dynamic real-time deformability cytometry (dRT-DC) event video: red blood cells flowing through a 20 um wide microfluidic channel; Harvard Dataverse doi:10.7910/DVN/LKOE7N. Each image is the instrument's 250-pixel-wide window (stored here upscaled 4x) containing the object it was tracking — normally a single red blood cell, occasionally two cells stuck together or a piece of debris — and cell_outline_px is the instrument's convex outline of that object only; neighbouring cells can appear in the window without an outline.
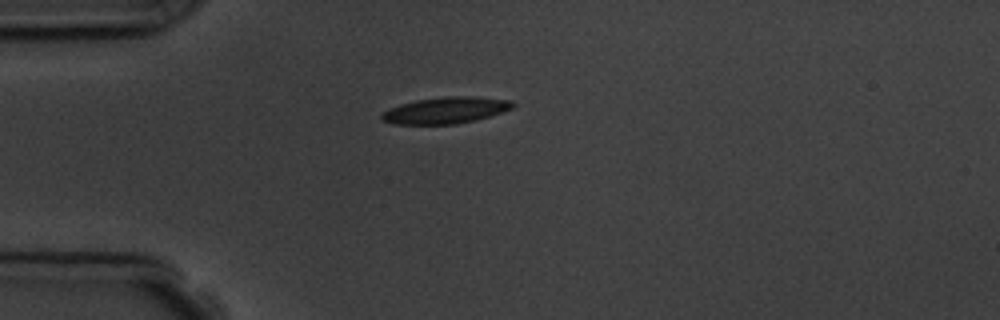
{"species": "common noctule bat (a hibernating species)", "species_latin": "Nyctalus noctula", "temperature_condition": "room temperature", "stored_images_in_passage": 2, "camera_frame_rate_fps": 3000, "um_per_image_px": 0.085, "animal": {"sex": "male", "body_mass_g": 19.5, "forearm_length_mm": 54.6}, "frame": {"image": 1, "passage_image": 1, "time_ms": 0.0, "image_size_px": [1000, 320], "cell_outline_px": [[516, 104], [512, 108], [476, 120], [456, 124], [396, 124], [384, 120], [380, 116], [388, 108], [400, 104], [416, 100], [444, 96], [476, 96], [512, 100]], "centroid_in_image_um": [37.9, 9.36], "position_along_channel_um": 47.1, "area_um2": 20.17}}